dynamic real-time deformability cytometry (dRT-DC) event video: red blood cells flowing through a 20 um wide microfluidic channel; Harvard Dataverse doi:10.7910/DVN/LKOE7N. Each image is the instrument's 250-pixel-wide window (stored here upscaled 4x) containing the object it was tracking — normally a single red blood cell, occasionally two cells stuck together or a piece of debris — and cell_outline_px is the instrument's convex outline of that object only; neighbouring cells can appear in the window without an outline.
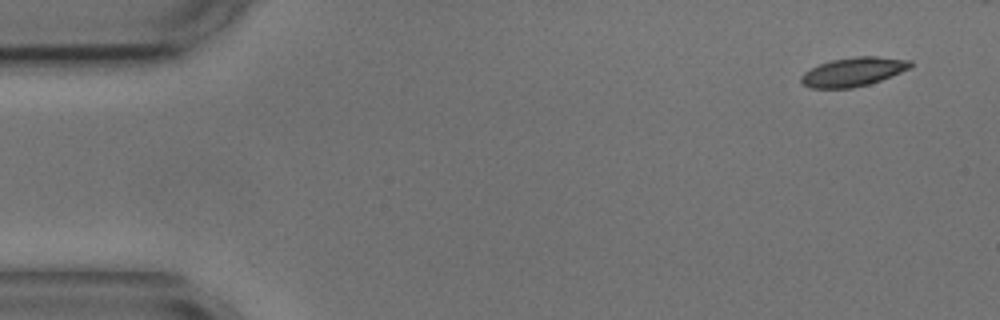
{"species": "common noctule bat (a hibernating species)", "species_latin": "Nyctalus noctula", "temperature_condition": "cold", "stored_images_in_passage": 8, "camera_frame_rate_fps": 3000, "um_per_image_px": 0.085, "animal": {"sex": "male", "body_mass_g": 17.9, "forearm_length_mm": 54.2}, "frame": {"image": 1, "passage_image": 1, "time_ms": 0.0, "image_size_px": [1000, 320], "cell_outline_px": [[912, 68], [892, 76], [868, 84], [852, 88], [808, 88], [800, 84], [800, 76], [804, 72], [820, 64], [832, 60], [860, 56], [876, 56], [912, 60]], "centroid_in_image_um": [72.53, 6.11], "position_along_channel_um": 12.5, "area_um2": 18.5}}
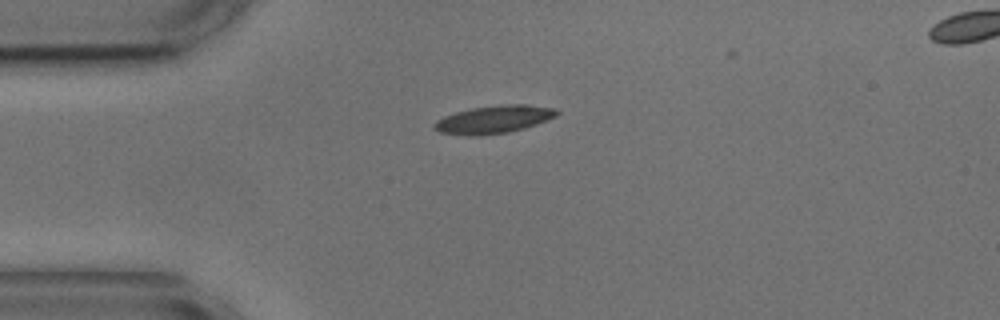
{"frame": {"image": 2, "passage_image": 4, "time_ms": 3.333, "image_size_px": [1000, 320], "cell_outline_px": [[560, 112], [556, 116], [536, 124], [524, 128], [508, 132], [480, 136], [468, 136], [440, 132], [432, 128], [432, 124], [436, 120], [444, 116], [456, 112], [472, 108], [508, 104], [524, 104], [552, 108]], "centroid_in_image_um": [41.92, 10.16], "position_along_channel_um": 43.1, "area_um2": 19.77}}